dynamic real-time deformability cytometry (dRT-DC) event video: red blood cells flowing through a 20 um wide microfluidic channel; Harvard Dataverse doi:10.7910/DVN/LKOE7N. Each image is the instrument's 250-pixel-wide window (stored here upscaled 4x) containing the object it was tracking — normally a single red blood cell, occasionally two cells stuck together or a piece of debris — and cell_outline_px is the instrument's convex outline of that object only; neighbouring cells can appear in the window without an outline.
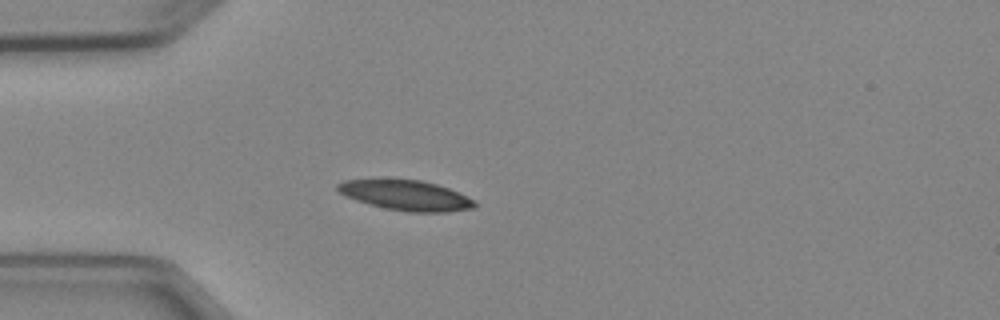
{"species": "Egyptian fruit bat (a non-hibernating species)", "species_latin": "Rousettus aegyptiacus", "temperature_condition": "cold", "stored_images_in_passage": 3, "camera_frame_rate_fps": 3000, "um_per_image_px": 0.085, "animal": {"sex": "female"}, "frame": {"image": 1, "passage_image": 3, "time_ms": 2.333, "image_size_px": [1000, 320], "cell_outline_px": [[476, 208], [444, 212], [408, 212], [384, 208], [368, 204], [356, 200], [340, 192], [336, 188], [336, 184], [344, 180], [420, 180], [436, 184], [448, 188], [476, 200]], "centroid_in_image_um": [34.54, 16.62], "position_along_channel_um": 50.5, "area_um2": 23.81}}